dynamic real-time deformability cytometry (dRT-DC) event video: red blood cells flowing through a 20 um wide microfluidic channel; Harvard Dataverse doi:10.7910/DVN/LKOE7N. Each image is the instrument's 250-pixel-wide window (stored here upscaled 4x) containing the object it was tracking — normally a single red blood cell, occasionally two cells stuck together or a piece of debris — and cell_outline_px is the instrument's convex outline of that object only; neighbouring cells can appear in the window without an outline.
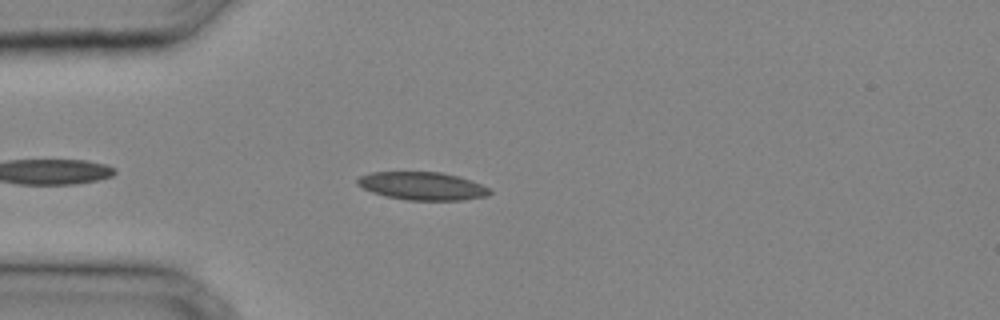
{"species": "common noctule bat (a hibernating species)", "species_latin": "Nyctalus noctula", "temperature_condition": "cold", "stored_images_in_passage": 27, "camera_frame_rate_fps": 3000, "um_per_image_px": 0.085, "animal": {"sex": "male", "body_mass_g": 20.4}, "frame": {"image": 1, "passage_image": 3, "time_ms": 0.667, "image_size_px": [1000, 320], "cell_outline_px": [[492, 192], [488, 196], [464, 200], [408, 200], [388, 196], [372, 192], [356, 184], [356, 180], [360, 176], [372, 172], [440, 172], [456, 176], [480, 184], [488, 188]], "centroid_in_image_um": [35.89, 15.81], "position_along_channel_um": 49.1, "area_um2": 21.33}}
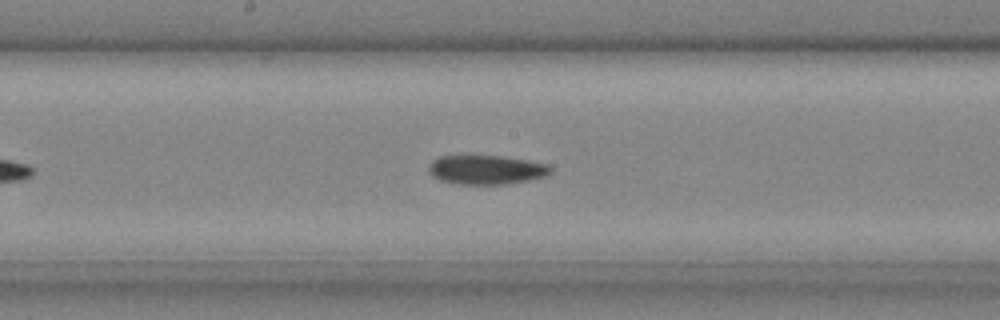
{"frame": {"image": 2, "passage_image": 12, "time_ms": 3.667, "image_size_px": [1000, 320], "cell_outline_px": [[552, 172], [544, 176], [528, 180], [504, 184], [456, 184], [440, 180], [432, 176], [428, 172], [428, 168], [432, 160], [440, 156], [504, 156], [528, 160], [548, 164], [552, 168]], "centroid_in_image_um": [41.32, 14.42], "position_along_channel_um": 206.9, "area_um2": 20.75}}
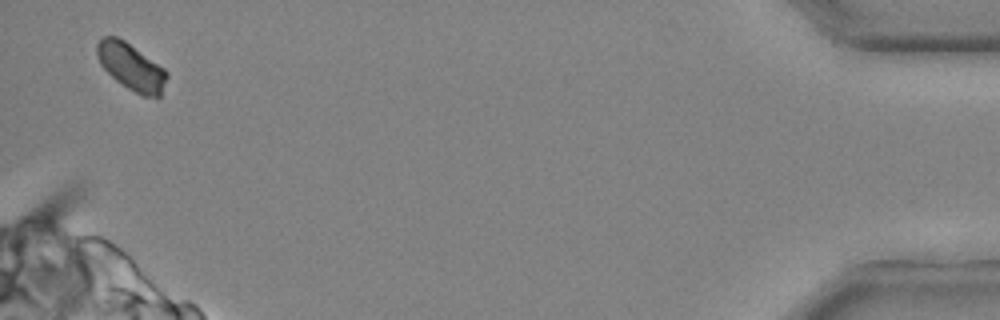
{"frame": {"image": 3, "passage_image": 27, "time_ms": 8.667, "image_size_px": [1000, 320], "cell_outline_px": [[168, 76], [160, 96], [144, 96], [128, 88], [116, 80], [100, 64], [96, 56], [96, 44], [100, 36], [116, 36], [124, 40], [164, 68], [168, 72]], "centroid_in_image_um": [11.12, 5.64], "position_along_channel_um": 424.1, "area_um2": 18.9}}